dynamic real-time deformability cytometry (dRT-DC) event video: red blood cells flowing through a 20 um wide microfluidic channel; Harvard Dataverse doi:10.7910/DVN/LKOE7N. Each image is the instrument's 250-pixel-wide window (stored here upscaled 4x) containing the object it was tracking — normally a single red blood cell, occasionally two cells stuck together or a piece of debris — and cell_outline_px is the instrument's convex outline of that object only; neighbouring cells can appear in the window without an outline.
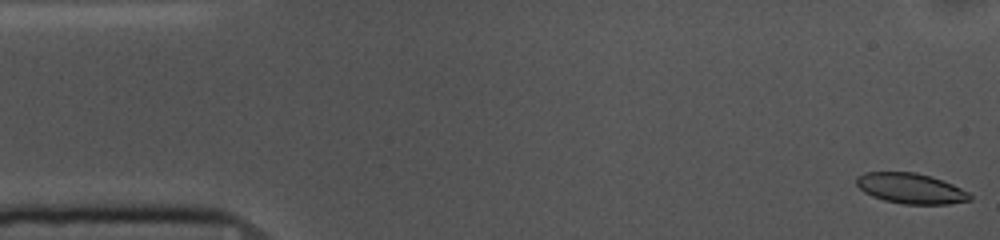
{"species": "common noctule bat (a hibernating species)", "species_latin": "Nyctalus noctula", "temperature_condition": "cold", "stored_images_in_passage": 53, "camera_frame_rate_fps": 3000, "um_per_image_px": 0.085, "animal": {"sex": "female", "body_mass_g": 10.0, "forearm_length_mm": 53.1}, "frame": {"image": 1, "passage_image": 1, "time_ms": 0.0, "image_size_px": [1000, 240], "cell_outline_px": [[972, 200], [948, 204], [904, 204], [884, 200], [872, 196], [864, 192], [856, 184], [856, 176], [864, 172], [916, 172], [932, 176], [952, 184], [968, 192], [972, 196]], "centroid_in_image_um": [77.41, 16.01], "position_along_channel_um": 7.6, "area_um2": 20.17}}
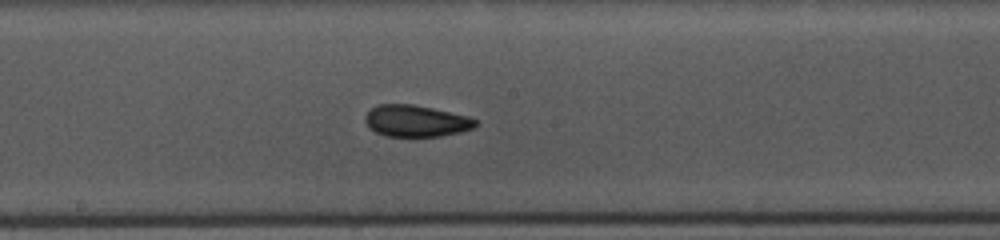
{"frame": {"image": 2, "passage_image": 27, "time_ms": 8.667, "image_size_px": [1000, 240], "cell_outline_px": [[476, 124], [472, 128], [460, 132], [440, 136], [384, 136], [368, 128], [364, 120], [364, 116], [376, 104], [412, 104], [432, 108], [468, 116], [476, 120]], "centroid_in_image_um": [35.3, 10.28], "position_along_channel_um": 212.9, "area_um2": 20.29}}
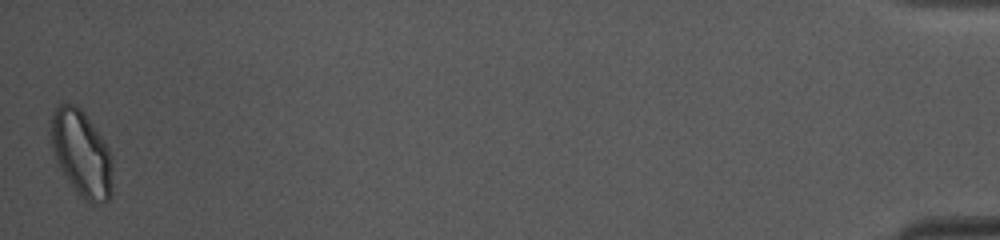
{"frame": {"image": 3, "passage_image": 53, "time_ms": 17.333, "image_size_px": [1000, 240], "cell_outline_px": [[112, 192], [108, 200], [104, 204], [92, 204], [84, 200], [80, 196], [68, 180], [60, 168], [52, 148], [52, 112], [60, 104], [72, 104], [80, 108], [84, 112], [104, 140], [112, 156]], "centroid_in_image_um": [6.97, 13.09], "position_along_channel_um": 428.2, "area_um2": 30.75}, "authors_computed_cell_mechanics": {"area_um2": 20.808, "velocity_mm_per_s": 3.6483, "shape_relaxation_time_tau1_ms": 4.6496, "shape_relaxation_time_tau2_ms": 2.0094, "deformation_change_tau1": 0.1055, "deformation_change_tau2": 0.071}}